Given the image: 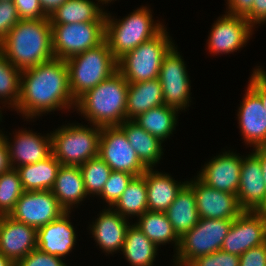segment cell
<instances>
[{
  "label": "cell",
  "instance_id": "6da1fadb",
  "mask_svg": "<svg viewBox=\"0 0 266 266\" xmlns=\"http://www.w3.org/2000/svg\"><path fill=\"white\" fill-rule=\"evenodd\" d=\"M76 105L69 87V71L64 59L53 57L21 72L20 98L15 110L32 119L56 109ZM74 106V107H72Z\"/></svg>",
  "mask_w": 266,
  "mask_h": 266
},
{
  "label": "cell",
  "instance_id": "7a4b0ae2",
  "mask_svg": "<svg viewBox=\"0 0 266 266\" xmlns=\"http://www.w3.org/2000/svg\"><path fill=\"white\" fill-rule=\"evenodd\" d=\"M0 51L21 71L52 59L54 53L49 17L20 20L0 42Z\"/></svg>",
  "mask_w": 266,
  "mask_h": 266
},
{
  "label": "cell",
  "instance_id": "3957f363",
  "mask_svg": "<svg viewBox=\"0 0 266 266\" xmlns=\"http://www.w3.org/2000/svg\"><path fill=\"white\" fill-rule=\"evenodd\" d=\"M129 83L117 70L76 100L75 109L95 126H119L126 120Z\"/></svg>",
  "mask_w": 266,
  "mask_h": 266
},
{
  "label": "cell",
  "instance_id": "277c9868",
  "mask_svg": "<svg viewBox=\"0 0 266 266\" xmlns=\"http://www.w3.org/2000/svg\"><path fill=\"white\" fill-rule=\"evenodd\" d=\"M151 10L141 6L122 20L111 18L106 12L105 40L118 61L126 53L158 35L165 27L152 19Z\"/></svg>",
  "mask_w": 266,
  "mask_h": 266
},
{
  "label": "cell",
  "instance_id": "5b68a950",
  "mask_svg": "<svg viewBox=\"0 0 266 266\" xmlns=\"http://www.w3.org/2000/svg\"><path fill=\"white\" fill-rule=\"evenodd\" d=\"M65 61L69 71L70 91L75 100L118 70L117 60L106 40Z\"/></svg>",
  "mask_w": 266,
  "mask_h": 266
},
{
  "label": "cell",
  "instance_id": "8992f818",
  "mask_svg": "<svg viewBox=\"0 0 266 266\" xmlns=\"http://www.w3.org/2000/svg\"><path fill=\"white\" fill-rule=\"evenodd\" d=\"M87 126L72 123L50 132L52 155L61 165L80 166L99 156L101 127Z\"/></svg>",
  "mask_w": 266,
  "mask_h": 266
},
{
  "label": "cell",
  "instance_id": "52a82bcc",
  "mask_svg": "<svg viewBox=\"0 0 266 266\" xmlns=\"http://www.w3.org/2000/svg\"><path fill=\"white\" fill-rule=\"evenodd\" d=\"M167 33L164 28L154 38L141 43L117 61L118 71L128 83L143 82L159 77L164 55L174 45Z\"/></svg>",
  "mask_w": 266,
  "mask_h": 266
},
{
  "label": "cell",
  "instance_id": "ba28073f",
  "mask_svg": "<svg viewBox=\"0 0 266 266\" xmlns=\"http://www.w3.org/2000/svg\"><path fill=\"white\" fill-rule=\"evenodd\" d=\"M233 220L200 218L197 224L180 238L175 266H187L192 260L221 250Z\"/></svg>",
  "mask_w": 266,
  "mask_h": 266
},
{
  "label": "cell",
  "instance_id": "9c48e42d",
  "mask_svg": "<svg viewBox=\"0 0 266 266\" xmlns=\"http://www.w3.org/2000/svg\"><path fill=\"white\" fill-rule=\"evenodd\" d=\"M55 58L68 59L105 40V22L51 24Z\"/></svg>",
  "mask_w": 266,
  "mask_h": 266
},
{
  "label": "cell",
  "instance_id": "30bf717a",
  "mask_svg": "<svg viewBox=\"0 0 266 266\" xmlns=\"http://www.w3.org/2000/svg\"><path fill=\"white\" fill-rule=\"evenodd\" d=\"M99 157L112 171L141 176L147 169L119 126L101 127Z\"/></svg>",
  "mask_w": 266,
  "mask_h": 266
},
{
  "label": "cell",
  "instance_id": "8fae6325",
  "mask_svg": "<svg viewBox=\"0 0 266 266\" xmlns=\"http://www.w3.org/2000/svg\"><path fill=\"white\" fill-rule=\"evenodd\" d=\"M184 63L174 44L164 55L158 77L162 85L164 104L179 111L185 110L191 99L190 79Z\"/></svg>",
  "mask_w": 266,
  "mask_h": 266
},
{
  "label": "cell",
  "instance_id": "7c38bea8",
  "mask_svg": "<svg viewBox=\"0 0 266 266\" xmlns=\"http://www.w3.org/2000/svg\"><path fill=\"white\" fill-rule=\"evenodd\" d=\"M266 243V211H243L226 235L221 250L241 256L252 247Z\"/></svg>",
  "mask_w": 266,
  "mask_h": 266
},
{
  "label": "cell",
  "instance_id": "4fadbf2b",
  "mask_svg": "<svg viewBox=\"0 0 266 266\" xmlns=\"http://www.w3.org/2000/svg\"><path fill=\"white\" fill-rule=\"evenodd\" d=\"M65 212L51 190L25 191L9 216L39 229L58 219Z\"/></svg>",
  "mask_w": 266,
  "mask_h": 266
},
{
  "label": "cell",
  "instance_id": "5bb4252c",
  "mask_svg": "<svg viewBox=\"0 0 266 266\" xmlns=\"http://www.w3.org/2000/svg\"><path fill=\"white\" fill-rule=\"evenodd\" d=\"M187 184L194 191L200 218L234 220L244 211L236 194L216 190L198 178L187 181Z\"/></svg>",
  "mask_w": 266,
  "mask_h": 266
},
{
  "label": "cell",
  "instance_id": "9a60e30c",
  "mask_svg": "<svg viewBox=\"0 0 266 266\" xmlns=\"http://www.w3.org/2000/svg\"><path fill=\"white\" fill-rule=\"evenodd\" d=\"M253 26L243 16L225 14L214 22L208 37V50L213 54H229L244 47L252 36Z\"/></svg>",
  "mask_w": 266,
  "mask_h": 266
},
{
  "label": "cell",
  "instance_id": "2e32d148",
  "mask_svg": "<svg viewBox=\"0 0 266 266\" xmlns=\"http://www.w3.org/2000/svg\"><path fill=\"white\" fill-rule=\"evenodd\" d=\"M260 159L254 154L242 157L237 198L244 211H266V186Z\"/></svg>",
  "mask_w": 266,
  "mask_h": 266
},
{
  "label": "cell",
  "instance_id": "e0dca14e",
  "mask_svg": "<svg viewBox=\"0 0 266 266\" xmlns=\"http://www.w3.org/2000/svg\"><path fill=\"white\" fill-rule=\"evenodd\" d=\"M37 248V229L9 215L0 216V253L15 265Z\"/></svg>",
  "mask_w": 266,
  "mask_h": 266
},
{
  "label": "cell",
  "instance_id": "ac0fdd59",
  "mask_svg": "<svg viewBox=\"0 0 266 266\" xmlns=\"http://www.w3.org/2000/svg\"><path fill=\"white\" fill-rule=\"evenodd\" d=\"M222 153L205 163L196 177L209 187L237 195L242 156L230 151Z\"/></svg>",
  "mask_w": 266,
  "mask_h": 266
},
{
  "label": "cell",
  "instance_id": "d6986e66",
  "mask_svg": "<svg viewBox=\"0 0 266 266\" xmlns=\"http://www.w3.org/2000/svg\"><path fill=\"white\" fill-rule=\"evenodd\" d=\"M238 109L241 134L247 145L253 148L266 146V111L260 96L248 85Z\"/></svg>",
  "mask_w": 266,
  "mask_h": 266
},
{
  "label": "cell",
  "instance_id": "ffe728a7",
  "mask_svg": "<svg viewBox=\"0 0 266 266\" xmlns=\"http://www.w3.org/2000/svg\"><path fill=\"white\" fill-rule=\"evenodd\" d=\"M6 137L8 136L5 135L4 139L8 147L10 165L14 169L22 165L37 163L52 154V141L49 133L46 136H40L31 130L22 129L16 132L12 143Z\"/></svg>",
  "mask_w": 266,
  "mask_h": 266
},
{
  "label": "cell",
  "instance_id": "44dd1931",
  "mask_svg": "<svg viewBox=\"0 0 266 266\" xmlns=\"http://www.w3.org/2000/svg\"><path fill=\"white\" fill-rule=\"evenodd\" d=\"M70 213L65 212L58 219L37 229V248L40 251L61 259L72 251L76 233L68 218Z\"/></svg>",
  "mask_w": 266,
  "mask_h": 266
},
{
  "label": "cell",
  "instance_id": "7402d4cb",
  "mask_svg": "<svg viewBox=\"0 0 266 266\" xmlns=\"http://www.w3.org/2000/svg\"><path fill=\"white\" fill-rule=\"evenodd\" d=\"M99 215L90 227L95 242L108 254L122 251L129 221L111 207L103 209Z\"/></svg>",
  "mask_w": 266,
  "mask_h": 266
},
{
  "label": "cell",
  "instance_id": "603a6c76",
  "mask_svg": "<svg viewBox=\"0 0 266 266\" xmlns=\"http://www.w3.org/2000/svg\"><path fill=\"white\" fill-rule=\"evenodd\" d=\"M146 180L148 211L166 212L178 192L187 183L174 180L169 174L147 168L143 173Z\"/></svg>",
  "mask_w": 266,
  "mask_h": 266
},
{
  "label": "cell",
  "instance_id": "cb8c5ba5",
  "mask_svg": "<svg viewBox=\"0 0 266 266\" xmlns=\"http://www.w3.org/2000/svg\"><path fill=\"white\" fill-rule=\"evenodd\" d=\"M51 192L66 212H70L75 204L78 207V204L88 195L80 167L61 165Z\"/></svg>",
  "mask_w": 266,
  "mask_h": 266
},
{
  "label": "cell",
  "instance_id": "d4e9b609",
  "mask_svg": "<svg viewBox=\"0 0 266 266\" xmlns=\"http://www.w3.org/2000/svg\"><path fill=\"white\" fill-rule=\"evenodd\" d=\"M126 101V120H133L149 109L164 105L159 78L129 83Z\"/></svg>",
  "mask_w": 266,
  "mask_h": 266
},
{
  "label": "cell",
  "instance_id": "484cf974",
  "mask_svg": "<svg viewBox=\"0 0 266 266\" xmlns=\"http://www.w3.org/2000/svg\"><path fill=\"white\" fill-rule=\"evenodd\" d=\"M119 127L124 131L131 147L147 168H154L163 155L162 141L154 137L133 120H125Z\"/></svg>",
  "mask_w": 266,
  "mask_h": 266
},
{
  "label": "cell",
  "instance_id": "4316f807",
  "mask_svg": "<svg viewBox=\"0 0 266 266\" xmlns=\"http://www.w3.org/2000/svg\"><path fill=\"white\" fill-rule=\"evenodd\" d=\"M165 213L179 238L197 224L200 217L196 206V197L193 189L187 183L178 192L176 199Z\"/></svg>",
  "mask_w": 266,
  "mask_h": 266
},
{
  "label": "cell",
  "instance_id": "83f0119b",
  "mask_svg": "<svg viewBox=\"0 0 266 266\" xmlns=\"http://www.w3.org/2000/svg\"><path fill=\"white\" fill-rule=\"evenodd\" d=\"M60 166V162L51 154L48 158L22 165L16 170L25 191H44L52 189Z\"/></svg>",
  "mask_w": 266,
  "mask_h": 266
},
{
  "label": "cell",
  "instance_id": "f1b7e54d",
  "mask_svg": "<svg viewBox=\"0 0 266 266\" xmlns=\"http://www.w3.org/2000/svg\"><path fill=\"white\" fill-rule=\"evenodd\" d=\"M49 19L51 24L105 22L106 11L91 0H68Z\"/></svg>",
  "mask_w": 266,
  "mask_h": 266
},
{
  "label": "cell",
  "instance_id": "f546056e",
  "mask_svg": "<svg viewBox=\"0 0 266 266\" xmlns=\"http://www.w3.org/2000/svg\"><path fill=\"white\" fill-rule=\"evenodd\" d=\"M158 247L134 224L129 225L122 248L131 266H153Z\"/></svg>",
  "mask_w": 266,
  "mask_h": 266
},
{
  "label": "cell",
  "instance_id": "4dcf8cb0",
  "mask_svg": "<svg viewBox=\"0 0 266 266\" xmlns=\"http://www.w3.org/2000/svg\"><path fill=\"white\" fill-rule=\"evenodd\" d=\"M178 111V109L164 104L138 115L133 121L163 142L175 130Z\"/></svg>",
  "mask_w": 266,
  "mask_h": 266
},
{
  "label": "cell",
  "instance_id": "1f68e13d",
  "mask_svg": "<svg viewBox=\"0 0 266 266\" xmlns=\"http://www.w3.org/2000/svg\"><path fill=\"white\" fill-rule=\"evenodd\" d=\"M136 226L158 247L166 243H175L176 251L180 238L164 212L146 211L139 216ZM173 241V242H172Z\"/></svg>",
  "mask_w": 266,
  "mask_h": 266
},
{
  "label": "cell",
  "instance_id": "d6a6232c",
  "mask_svg": "<svg viewBox=\"0 0 266 266\" xmlns=\"http://www.w3.org/2000/svg\"><path fill=\"white\" fill-rule=\"evenodd\" d=\"M111 208L124 218L131 217V215L138 218L148 211L146 180L144 176H135Z\"/></svg>",
  "mask_w": 266,
  "mask_h": 266
},
{
  "label": "cell",
  "instance_id": "836d02e7",
  "mask_svg": "<svg viewBox=\"0 0 266 266\" xmlns=\"http://www.w3.org/2000/svg\"><path fill=\"white\" fill-rule=\"evenodd\" d=\"M21 70L16 68L0 51V99L11 108L17 107L20 98Z\"/></svg>",
  "mask_w": 266,
  "mask_h": 266
},
{
  "label": "cell",
  "instance_id": "e575fe53",
  "mask_svg": "<svg viewBox=\"0 0 266 266\" xmlns=\"http://www.w3.org/2000/svg\"><path fill=\"white\" fill-rule=\"evenodd\" d=\"M25 192L16 169L0 174V216L9 215Z\"/></svg>",
  "mask_w": 266,
  "mask_h": 266
},
{
  "label": "cell",
  "instance_id": "d590c367",
  "mask_svg": "<svg viewBox=\"0 0 266 266\" xmlns=\"http://www.w3.org/2000/svg\"><path fill=\"white\" fill-rule=\"evenodd\" d=\"M79 167L87 194L98 196L111 174V168L99 156L91 158Z\"/></svg>",
  "mask_w": 266,
  "mask_h": 266
},
{
  "label": "cell",
  "instance_id": "8d00e7d4",
  "mask_svg": "<svg viewBox=\"0 0 266 266\" xmlns=\"http://www.w3.org/2000/svg\"><path fill=\"white\" fill-rule=\"evenodd\" d=\"M134 177V175L126 172L111 171L99 197L108 203L109 207H112Z\"/></svg>",
  "mask_w": 266,
  "mask_h": 266
},
{
  "label": "cell",
  "instance_id": "74e56055",
  "mask_svg": "<svg viewBox=\"0 0 266 266\" xmlns=\"http://www.w3.org/2000/svg\"><path fill=\"white\" fill-rule=\"evenodd\" d=\"M238 255L230 254L222 250L198 257L187 266H239Z\"/></svg>",
  "mask_w": 266,
  "mask_h": 266
},
{
  "label": "cell",
  "instance_id": "f35d334b",
  "mask_svg": "<svg viewBox=\"0 0 266 266\" xmlns=\"http://www.w3.org/2000/svg\"><path fill=\"white\" fill-rule=\"evenodd\" d=\"M19 21L14 2L0 1V42Z\"/></svg>",
  "mask_w": 266,
  "mask_h": 266
},
{
  "label": "cell",
  "instance_id": "ab89813d",
  "mask_svg": "<svg viewBox=\"0 0 266 266\" xmlns=\"http://www.w3.org/2000/svg\"><path fill=\"white\" fill-rule=\"evenodd\" d=\"M59 257L40 251L38 248L22 258L16 266H67Z\"/></svg>",
  "mask_w": 266,
  "mask_h": 266
},
{
  "label": "cell",
  "instance_id": "60d3db41",
  "mask_svg": "<svg viewBox=\"0 0 266 266\" xmlns=\"http://www.w3.org/2000/svg\"><path fill=\"white\" fill-rule=\"evenodd\" d=\"M20 20L49 17L42 9L39 0H13Z\"/></svg>",
  "mask_w": 266,
  "mask_h": 266
},
{
  "label": "cell",
  "instance_id": "b9f144b4",
  "mask_svg": "<svg viewBox=\"0 0 266 266\" xmlns=\"http://www.w3.org/2000/svg\"><path fill=\"white\" fill-rule=\"evenodd\" d=\"M239 258V266H266V243L250 248Z\"/></svg>",
  "mask_w": 266,
  "mask_h": 266
},
{
  "label": "cell",
  "instance_id": "7bdbcfd3",
  "mask_svg": "<svg viewBox=\"0 0 266 266\" xmlns=\"http://www.w3.org/2000/svg\"><path fill=\"white\" fill-rule=\"evenodd\" d=\"M259 67L253 70L248 85L260 96L266 111V71Z\"/></svg>",
  "mask_w": 266,
  "mask_h": 266
},
{
  "label": "cell",
  "instance_id": "ee69618b",
  "mask_svg": "<svg viewBox=\"0 0 266 266\" xmlns=\"http://www.w3.org/2000/svg\"><path fill=\"white\" fill-rule=\"evenodd\" d=\"M254 27L256 24H263L266 21V0H254L252 10L245 16Z\"/></svg>",
  "mask_w": 266,
  "mask_h": 266
},
{
  "label": "cell",
  "instance_id": "f6af8a7d",
  "mask_svg": "<svg viewBox=\"0 0 266 266\" xmlns=\"http://www.w3.org/2000/svg\"><path fill=\"white\" fill-rule=\"evenodd\" d=\"M227 14L245 17L251 10L254 0H227Z\"/></svg>",
  "mask_w": 266,
  "mask_h": 266
},
{
  "label": "cell",
  "instance_id": "bcb514c9",
  "mask_svg": "<svg viewBox=\"0 0 266 266\" xmlns=\"http://www.w3.org/2000/svg\"><path fill=\"white\" fill-rule=\"evenodd\" d=\"M1 118H2V113L0 110V121H2ZM1 132L2 131H0V174L12 168L10 165V160H9L8 147L4 139L5 134Z\"/></svg>",
  "mask_w": 266,
  "mask_h": 266
},
{
  "label": "cell",
  "instance_id": "7dc6e473",
  "mask_svg": "<svg viewBox=\"0 0 266 266\" xmlns=\"http://www.w3.org/2000/svg\"><path fill=\"white\" fill-rule=\"evenodd\" d=\"M68 0H39L43 11L50 16L57 8Z\"/></svg>",
  "mask_w": 266,
  "mask_h": 266
},
{
  "label": "cell",
  "instance_id": "c3c4849f",
  "mask_svg": "<svg viewBox=\"0 0 266 266\" xmlns=\"http://www.w3.org/2000/svg\"><path fill=\"white\" fill-rule=\"evenodd\" d=\"M254 154L260 159L262 166L263 178L266 186V146L254 148Z\"/></svg>",
  "mask_w": 266,
  "mask_h": 266
},
{
  "label": "cell",
  "instance_id": "681fc988",
  "mask_svg": "<svg viewBox=\"0 0 266 266\" xmlns=\"http://www.w3.org/2000/svg\"><path fill=\"white\" fill-rule=\"evenodd\" d=\"M0 266H16L11 260L0 253Z\"/></svg>",
  "mask_w": 266,
  "mask_h": 266
},
{
  "label": "cell",
  "instance_id": "f907efd6",
  "mask_svg": "<svg viewBox=\"0 0 266 266\" xmlns=\"http://www.w3.org/2000/svg\"><path fill=\"white\" fill-rule=\"evenodd\" d=\"M98 1V3L100 2V3H102V4H108L109 2H111V1H114V0H97Z\"/></svg>",
  "mask_w": 266,
  "mask_h": 266
}]
</instances>
